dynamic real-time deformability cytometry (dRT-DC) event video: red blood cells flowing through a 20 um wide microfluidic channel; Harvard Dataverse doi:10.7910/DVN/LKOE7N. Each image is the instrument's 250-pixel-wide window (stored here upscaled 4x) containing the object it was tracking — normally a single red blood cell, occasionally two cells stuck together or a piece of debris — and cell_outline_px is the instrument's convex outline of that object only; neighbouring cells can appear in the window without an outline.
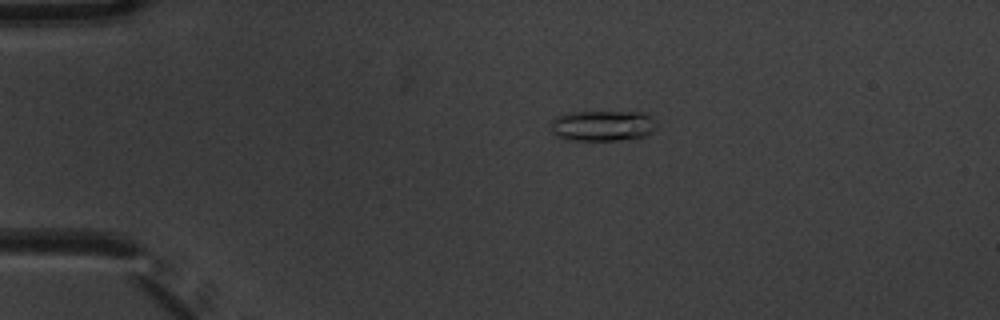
{"species": "common noctule bat (a hibernating species)", "species_latin": "Nyctalus noctula", "temperature_condition": "warm", "stored_images_in_passage": 5, "segment_of_instrument_passage": [2, 2], "camera_frame_rate_fps": 3000, "um_per_image_px": 0.085, "animal": {"sex": "male", "body_mass_g": 20.1, "forearm_length_mm": 53.5}, "frame": {"image": 1, "passage_image": 5, "time_ms": 1.333, "image_size_px": [1000, 320], "cell_outline_px": [[656, 128], [652, 132], [644, 136], [616, 140], [564, 140], [556, 136], [552, 132], [552, 120], [556, 116], [568, 112], [640, 112], [652, 116], [656, 120]], "centroid_in_image_um": [51.21, 10.68], "position_along_channel_um": 33.8, "area_um2": 19.02}}